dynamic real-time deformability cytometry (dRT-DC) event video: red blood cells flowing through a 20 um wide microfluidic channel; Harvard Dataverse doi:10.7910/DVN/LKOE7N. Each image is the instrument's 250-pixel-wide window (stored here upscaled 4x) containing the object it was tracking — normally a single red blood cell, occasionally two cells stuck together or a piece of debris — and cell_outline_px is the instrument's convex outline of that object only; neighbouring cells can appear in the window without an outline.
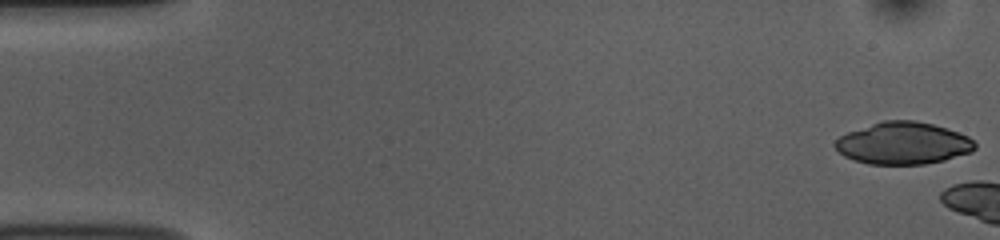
{"species": "common noctule bat (a hibernating species)", "species_latin": "Nyctalus noctula", "temperature_condition": "room temperature", "stored_images_in_passage": 5, "camera_frame_rate_fps": 3000, "um_per_image_px": 0.085, "animal": {"sex": "female", "body_mass_g": 10.0, "forearm_length_mm": 53.1}, "frame": {"image": 1, "passage_image": 1, "time_ms": 0.0, "image_size_px": [1000, 240], "cell_outline_px": [[976, 148], [972, 152], [944, 160], [924, 164], [868, 164], [852, 160], [844, 156], [832, 144], [840, 136], [848, 132], [884, 120], [916, 120], [932, 124], [968, 136], [976, 144]], "centroid_in_image_um": [76.75, 12.18], "position_along_channel_um": 8.2, "area_um2": 34.16}}